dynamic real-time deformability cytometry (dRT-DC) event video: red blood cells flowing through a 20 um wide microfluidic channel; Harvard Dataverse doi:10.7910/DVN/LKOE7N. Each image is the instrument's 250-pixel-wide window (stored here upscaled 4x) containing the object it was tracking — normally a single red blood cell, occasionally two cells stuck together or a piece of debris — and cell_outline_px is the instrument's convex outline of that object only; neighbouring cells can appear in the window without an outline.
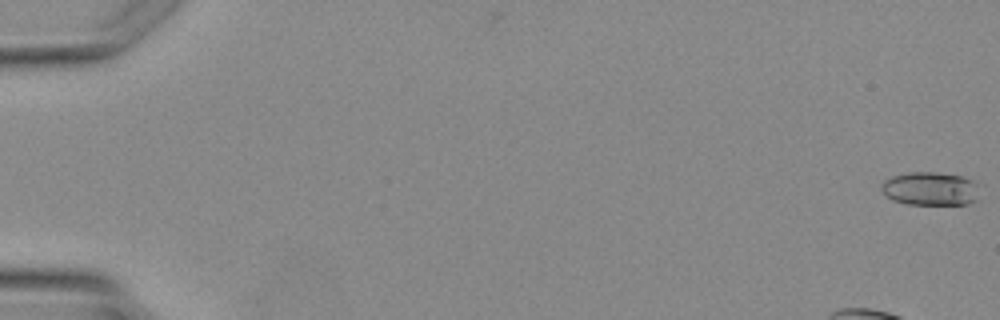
{"species": "Egyptian fruit bat (a non-hibernating species)", "species_latin": "Rousettus aegyptiacus", "temperature_condition": "warm", "stored_images_in_passage": 5, "camera_frame_rate_fps": 3000, "um_per_image_px": 0.085, "animal": {"sex": "female"}, "frame": {"image": 1, "passage_image": 1, "time_ms": 0.0, "image_size_px": [1000, 320], "cell_outline_px": [[976, 200], [968, 204], [908, 204], [892, 200], [880, 188], [880, 184], [884, 180], [892, 176], [908, 172], [936, 172], [960, 176], [972, 180], [976, 184]], "centroid_in_image_um": [79.02, 16.03], "position_along_channel_um": 6.0, "area_um2": 18.96}}